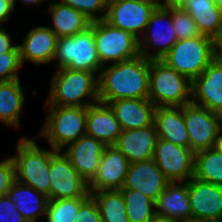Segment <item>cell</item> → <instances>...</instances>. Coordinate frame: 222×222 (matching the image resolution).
<instances>
[{"mask_svg": "<svg viewBox=\"0 0 222 222\" xmlns=\"http://www.w3.org/2000/svg\"><path fill=\"white\" fill-rule=\"evenodd\" d=\"M150 59L143 55L105 65L98 75L99 102L148 98Z\"/></svg>", "mask_w": 222, "mask_h": 222, "instance_id": "1", "label": "cell"}, {"mask_svg": "<svg viewBox=\"0 0 222 222\" xmlns=\"http://www.w3.org/2000/svg\"><path fill=\"white\" fill-rule=\"evenodd\" d=\"M52 76L44 105L88 107L99 102L95 72L61 68Z\"/></svg>", "mask_w": 222, "mask_h": 222, "instance_id": "2", "label": "cell"}, {"mask_svg": "<svg viewBox=\"0 0 222 222\" xmlns=\"http://www.w3.org/2000/svg\"><path fill=\"white\" fill-rule=\"evenodd\" d=\"M36 136H21L14 155H10L15 168V180L45 194L49 200L51 156L57 151L39 146Z\"/></svg>", "mask_w": 222, "mask_h": 222, "instance_id": "3", "label": "cell"}, {"mask_svg": "<svg viewBox=\"0 0 222 222\" xmlns=\"http://www.w3.org/2000/svg\"><path fill=\"white\" fill-rule=\"evenodd\" d=\"M46 115L37 139L45 140L57 151L86 134L87 107L43 105Z\"/></svg>", "mask_w": 222, "mask_h": 222, "instance_id": "4", "label": "cell"}, {"mask_svg": "<svg viewBox=\"0 0 222 222\" xmlns=\"http://www.w3.org/2000/svg\"><path fill=\"white\" fill-rule=\"evenodd\" d=\"M192 82L161 59L150 60L148 99L156 106L191 103Z\"/></svg>", "mask_w": 222, "mask_h": 222, "instance_id": "5", "label": "cell"}, {"mask_svg": "<svg viewBox=\"0 0 222 222\" xmlns=\"http://www.w3.org/2000/svg\"><path fill=\"white\" fill-rule=\"evenodd\" d=\"M161 60L192 82L214 60L213 38L201 34L177 40Z\"/></svg>", "mask_w": 222, "mask_h": 222, "instance_id": "6", "label": "cell"}, {"mask_svg": "<svg viewBox=\"0 0 222 222\" xmlns=\"http://www.w3.org/2000/svg\"><path fill=\"white\" fill-rule=\"evenodd\" d=\"M52 63L55 70L70 68L99 75L103 66L99 61L93 30L89 27L76 35L58 38Z\"/></svg>", "mask_w": 222, "mask_h": 222, "instance_id": "7", "label": "cell"}, {"mask_svg": "<svg viewBox=\"0 0 222 222\" xmlns=\"http://www.w3.org/2000/svg\"><path fill=\"white\" fill-rule=\"evenodd\" d=\"M94 41L102 66L137 57L139 39L131 32L116 28L103 20L91 22Z\"/></svg>", "mask_w": 222, "mask_h": 222, "instance_id": "8", "label": "cell"}, {"mask_svg": "<svg viewBox=\"0 0 222 222\" xmlns=\"http://www.w3.org/2000/svg\"><path fill=\"white\" fill-rule=\"evenodd\" d=\"M177 40L172 7L160 5L151 14L145 32L139 38V53L150 60L161 59Z\"/></svg>", "mask_w": 222, "mask_h": 222, "instance_id": "9", "label": "cell"}, {"mask_svg": "<svg viewBox=\"0 0 222 222\" xmlns=\"http://www.w3.org/2000/svg\"><path fill=\"white\" fill-rule=\"evenodd\" d=\"M49 200L89 197V183L71 165L62 151H56L50 159Z\"/></svg>", "mask_w": 222, "mask_h": 222, "instance_id": "10", "label": "cell"}, {"mask_svg": "<svg viewBox=\"0 0 222 222\" xmlns=\"http://www.w3.org/2000/svg\"><path fill=\"white\" fill-rule=\"evenodd\" d=\"M184 121L189 136V148L194 152L216 145L222 128V115L193 103L184 105Z\"/></svg>", "mask_w": 222, "mask_h": 222, "instance_id": "11", "label": "cell"}, {"mask_svg": "<svg viewBox=\"0 0 222 222\" xmlns=\"http://www.w3.org/2000/svg\"><path fill=\"white\" fill-rule=\"evenodd\" d=\"M153 160L170 182H187L194 177L195 153L189 147L158 138Z\"/></svg>", "mask_w": 222, "mask_h": 222, "instance_id": "12", "label": "cell"}, {"mask_svg": "<svg viewBox=\"0 0 222 222\" xmlns=\"http://www.w3.org/2000/svg\"><path fill=\"white\" fill-rule=\"evenodd\" d=\"M161 3H140L123 0H108L105 21L110 25L131 32L140 38L150 16Z\"/></svg>", "mask_w": 222, "mask_h": 222, "instance_id": "13", "label": "cell"}, {"mask_svg": "<svg viewBox=\"0 0 222 222\" xmlns=\"http://www.w3.org/2000/svg\"><path fill=\"white\" fill-rule=\"evenodd\" d=\"M192 219L217 222L222 219V186L192 177L188 180Z\"/></svg>", "mask_w": 222, "mask_h": 222, "instance_id": "14", "label": "cell"}, {"mask_svg": "<svg viewBox=\"0 0 222 222\" xmlns=\"http://www.w3.org/2000/svg\"><path fill=\"white\" fill-rule=\"evenodd\" d=\"M22 39L18 47L23 67L25 62L36 67L52 64L58 37L48 25L32 26Z\"/></svg>", "mask_w": 222, "mask_h": 222, "instance_id": "15", "label": "cell"}, {"mask_svg": "<svg viewBox=\"0 0 222 222\" xmlns=\"http://www.w3.org/2000/svg\"><path fill=\"white\" fill-rule=\"evenodd\" d=\"M191 103L222 115V61L214 59L192 81Z\"/></svg>", "mask_w": 222, "mask_h": 222, "instance_id": "16", "label": "cell"}, {"mask_svg": "<svg viewBox=\"0 0 222 222\" xmlns=\"http://www.w3.org/2000/svg\"><path fill=\"white\" fill-rule=\"evenodd\" d=\"M106 145L95 137L83 135L63 150L76 171L90 183L97 174Z\"/></svg>", "mask_w": 222, "mask_h": 222, "instance_id": "17", "label": "cell"}, {"mask_svg": "<svg viewBox=\"0 0 222 222\" xmlns=\"http://www.w3.org/2000/svg\"><path fill=\"white\" fill-rule=\"evenodd\" d=\"M129 165L125 155L114 145L106 146L97 174L89 183V190H120L124 186Z\"/></svg>", "mask_w": 222, "mask_h": 222, "instance_id": "18", "label": "cell"}, {"mask_svg": "<svg viewBox=\"0 0 222 222\" xmlns=\"http://www.w3.org/2000/svg\"><path fill=\"white\" fill-rule=\"evenodd\" d=\"M170 181L152 159L131 163L121 189L140 191L156 201Z\"/></svg>", "mask_w": 222, "mask_h": 222, "instance_id": "19", "label": "cell"}, {"mask_svg": "<svg viewBox=\"0 0 222 222\" xmlns=\"http://www.w3.org/2000/svg\"><path fill=\"white\" fill-rule=\"evenodd\" d=\"M158 134L155 125L133 130H124L114 146L125 155L131 163L152 159Z\"/></svg>", "mask_w": 222, "mask_h": 222, "instance_id": "20", "label": "cell"}, {"mask_svg": "<svg viewBox=\"0 0 222 222\" xmlns=\"http://www.w3.org/2000/svg\"><path fill=\"white\" fill-rule=\"evenodd\" d=\"M120 123L122 131L154 124L156 106L148 99H119L107 103Z\"/></svg>", "mask_w": 222, "mask_h": 222, "instance_id": "21", "label": "cell"}, {"mask_svg": "<svg viewBox=\"0 0 222 222\" xmlns=\"http://www.w3.org/2000/svg\"><path fill=\"white\" fill-rule=\"evenodd\" d=\"M122 133L120 123L108 104L96 102L87 107L86 135L106 146L114 145Z\"/></svg>", "mask_w": 222, "mask_h": 222, "instance_id": "22", "label": "cell"}, {"mask_svg": "<svg viewBox=\"0 0 222 222\" xmlns=\"http://www.w3.org/2000/svg\"><path fill=\"white\" fill-rule=\"evenodd\" d=\"M155 214L178 221L192 219L187 182H170L155 201Z\"/></svg>", "mask_w": 222, "mask_h": 222, "instance_id": "23", "label": "cell"}, {"mask_svg": "<svg viewBox=\"0 0 222 222\" xmlns=\"http://www.w3.org/2000/svg\"><path fill=\"white\" fill-rule=\"evenodd\" d=\"M154 125L158 138L189 147V136L184 121V106L156 107Z\"/></svg>", "mask_w": 222, "mask_h": 222, "instance_id": "24", "label": "cell"}, {"mask_svg": "<svg viewBox=\"0 0 222 222\" xmlns=\"http://www.w3.org/2000/svg\"><path fill=\"white\" fill-rule=\"evenodd\" d=\"M47 3L46 11L52 21V26L49 24L48 27L58 38L76 35L90 27L92 21L73 7L60 0H48Z\"/></svg>", "mask_w": 222, "mask_h": 222, "instance_id": "25", "label": "cell"}, {"mask_svg": "<svg viewBox=\"0 0 222 222\" xmlns=\"http://www.w3.org/2000/svg\"><path fill=\"white\" fill-rule=\"evenodd\" d=\"M21 80L0 81V123L15 130L21 129L26 98Z\"/></svg>", "mask_w": 222, "mask_h": 222, "instance_id": "26", "label": "cell"}, {"mask_svg": "<svg viewBox=\"0 0 222 222\" xmlns=\"http://www.w3.org/2000/svg\"><path fill=\"white\" fill-rule=\"evenodd\" d=\"M6 195L28 222H40L45 217L48 197L31 186L15 180Z\"/></svg>", "mask_w": 222, "mask_h": 222, "instance_id": "27", "label": "cell"}, {"mask_svg": "<svg viewBox=\"0 0 222 222\" xmlns=\"http://www.w3.org/2000/svg\"><path fill=\"white\" fill-rule=\"evenodd\" d=\"M184 9L196 22L202 35L214 38L222 30V10L213 0H192Z\"/></svg>", "mask_w": 222, "mask_h": 222, "instance_id": "28", "label": "cell"}, {"mask_svg": "<svg viewBox=\"0 0 222 222\" xmlns=\"http://www.w3.org/2000/svg\"><path fill=\"white\" fill-rule=\"evenodd\" d=\"M194 177L222 186V153L215 147L196 152Z\"/></svg>", "mask_w": 222, "mask_h": 222, "instance_id": "29", "label": "cell"}, {"mask_svg": "<svg viewBox=\"0 0 222 222\" xmlns=\"http://www.w3.org/2000/svg\"><path fill=\"white\" fill-rule=\"evenodd\" d=\"M96 200L102 222H129L120 190L90 191Z\"/></svg>", "mask_w": 222, "mask_h": 222, "instance_id": "30", "label": "cell"}, {"mask_svg": "<svg viewBox=\"0 0 222 222\" xmlns=\"http://www.w3.org/2000/svg\"><path fill=\"white\" fill-rule=\"evenodd\" d=\"M129 222H149L155 214V201L140 191L120 189Z\"/></svg>", "mask_w": 222, "mask_h": 222, "instance_id": "31", "label": "cell"}, {"mask_svg": "<svg viewBox=\"0 0 222 222\" xmlns=\"http://www.w3.org/2000/svg\"><path fill=\"white\" fill-rule=\"evenodd\" d=\"M88 197H79L72 199L48 200L45 222H79L78 211L80 205Z\"/></svg>", "mask_w": 222, "mask_h": 222, "instance_id": "32", "label": "cell"}, {"mask_svg": "<svg viewBox=\"0 0 222 222\" xmlns=\"http://www.w3.org/2000/svg\"><path fill=\"white\" fill-rule=\"evenodd\" d=\"M172 23L178 40L200 36L196 22L184 8L172 7Z\"/></svg>", "mask_w": 222, "mask_h": 222, "instance_id": "33", "label": "cell"}, {"mask_svg": "<svg viewBox=\"0 0 222 222\" xmlns=\"http://www.w3.org/2000/svg\"><path fill=\"white\" fill-rule=\"evenodd\" d=\"M60 1L80 11L92 22L103 20L106 17L108 0H60Z\"/></svg>", "mask_w": 222, "mask_h": 222, "instance_id": "34", "label": "cell"}, {"mask_svg": "<svg viewBox=\"0 0 222 222\" xmlns=\"http://www.w3.org/2000/svg\"><path fill=\"white\" fill-rule=\"evenodd\" d=\"M22 68L20 51H10L0 55V81L21 79L19 73Z\"/></svg>", "mask_w": 222, "mask_h": 222, "instance_id": "35", "label": "cell"}, {"mask_svg": "<svg viewBox=\"0 0 222 222\" xmlns=\"http://www.w3.org/2000/svg\"><path fill=\"white\" fill-rule=\"evenodd\" d=\"M15 181V168L11 156L8 154L0 161V197L5 196Z\"/></svg>", "mask_w": 222, "mask_h": 222, "instance_id": "36", "label": "cell"}, {"mask_svg": "<svg viewBox=\"0 0 222 222\" xmlns=\"http://www.w3.org/2000/svg\"><path fill=\"white\" fill-rule=\"evenodd\" d=\"M79 222H102L98 204L90 195L81 205L78 211Z\"/></svg>", "mask_w": 222, "mask_h": 222, "instance_id": "37", "label": "cell"}, {"mask_svg": "<svg viewBox=\"0 0 222 222\" xmlns=\"http://www.w3.org/2000/svg\"><path fill=\"white\" fill-rule=\"evenodd\" d=\"M0 222H28L7 195L0 197Z\"/></svg>", "mask_w": 222, "mask_h": 222, "instance_id": "38", "label": "cell"}, {"mask_svg": "<svg viewBox=\"0 0 222 222\" xmlns=\"http://www.w3.org/2000/svg\"><path fill=\"white\" fill-rule=\"evenodd\" d=\"M13 42V36L10 35L6 26H0V55L5 52L19 51L18 43L16 45Z\"/></svg>", "mask_w": 222, "mask_h": 222, "instance_id": "39", "label": "cell"}, {"mask_svg": "<svg viewBox=\"0 0 222 222\" xmlns=\"http://www.w3.org/2000/svg\"><path fill=\"white\" fill-rule=\"evenodd\" d=\"M13 0H0V26L6 25L12 14L15 13Z\"/></svg>", "mask_w": 222, "mask_h": 222, "instance_id": "40", "label": "cell"}, {"mask_svg": "<svg viewBox=\"0 0 222 222\" xmlns=\"http://www.w3.org/2000/svg\"><path fill=\"white\" fill-rule=\"evenodd\" d=\"M214 59L222 61V30L213 38Z\"/></svg>", "mask_w": 222, "mask_h": 222, "instance_id": "41", "label": "cell"}, {"mask_svg": "<svg viewBox=\"0 0 222 222\" xmlns=\"http://www.w3.org/2000/svg\"><path fill=\"white\" fill-rule=\"evenodd\" d=\"M192 0H161V5L166 7L184 8Z\"/></svg>", "mask_w": 222, "mask_h": 222, "instance_id": "42", "label": "cell"}, {"mask_svg": "<svg viewBox=\"0 0 222 222\" xmlns=\"http://www.w3.org/2000/svg\"><path fill=\"white\" fill-rule=\"evenodd\" d=\"M47 1L48 0H13L15 9L18 6V5H16L17 2H19V4H22L24 6H30V7L31 6H33V7L37 6L38 7L39 5H43V4L47 3Z\"/></svg>", "mask_w": 222, "mask_h": 222, "instance_id": "43", "label": "cell"}, {"mask_svg": "<svg viewBox=\"0 0 222 222\" xmlns=\"http://www.w3.org/2000/svg\"><path fill=\"white\" fill-rule=\"evenodd\" d=\"M149 222H179L176 219L155 215Z\"/></svg>", "mask_w": 222, "mask_h": 222, "instance_id": "44", "label": "cell"}, {"mask_svg": "<svg viewBox=\"0 0 222 222\" xmlns=\"http://www.w3.org/2000/svg\"><path fill=\"white\" fill-rule=\"evenodd\" d=\"M215 148L218 149L222 153V128L220 129L218 133Z\"/></svg>", "mask_w": 222, "mask_h": 222, "instance_id": "45", "label": "cell"}, {"mask_svg": "<svg viewBox=\"0 0 222 222\" xmlns=\"http://www.w3.org/2000/svg\"><path fill=\"white\" fill-rule=\"evenodd\" d=\"M123 1L140 2V3H161L160 0H123Z\"/></svg>", "mask_w": 222, "mask_h": 222, "instance_id": "46", "label": "cell"}, {"mask_svg": "<svg viewBox=\"0 0 222 222\" xmlns=\"http://www.w3.org/2000/svg\"><path fill=\"white\" fill-rule=\"evenodd\" d=\"M213 1L217 5V7L222 10V0H213Z\"/></svg>", "mask_w": 222, "mask_h": 222, "instance_id": "47", "label": "cell"}, {"mask_svg": "<svg viewBox=\"0 0 222 222\" xmlns=\"http://www.w3.org/2000/svg\"><path fill=\"white\" fill-rule=\"evenodd\" d=\"M179 222H203V221H199V220H195V219H189V220H181Z\"/></svg>", "mask_w": 222, "mask_h": 222, "instance_id": "48", "label": "cell"}]
</instances>
